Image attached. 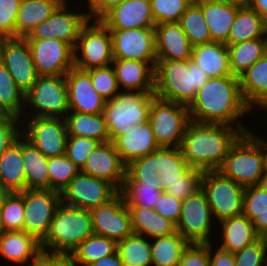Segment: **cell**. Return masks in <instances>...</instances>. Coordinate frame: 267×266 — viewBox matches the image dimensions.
<instances>
[{
  "instance_id": "1",
  "label": "cell",
  "mask_w": 267,
  "mask_h": 266,
  "mask_svg": "<svg viewBox=\"0 0 267 266\" xmlns=\"http://www.w3.org/2000/svg\"><path fill=\"white\" fill-rule=\"evenodd\" d=\"M188 108L190 120L195 122L226 124L243 134L250 131L244 121H240L252 110L242 98L237 76L209 78Z\"/></svg>"
},
{
  "instance_id": "2",
  "label": "cell",
  "mask_w": 267,
  "mask_h": 266,
  "mask_svg": "<svg viewBox=\"0 0 267 266\" xmlns=\"http://www.w3.org/2000/svg\"><path fill=\"white\" fill-rule=\"evenodd\" d=\"M242 134L239 129L226 124L190 120L180 149L190 167L214 171L220 167L230 147Z\"/></svg>"
},
{
  "instance_id": "3",
  "label": "cell",
  "mask_w": 267,
  "mask_h": 266,
  "mask_svg": "<svg viewBox=\"0 0 267 266\" xmlns=\"http://www.w3.org/2000/svg\"><path fill=\"white\" fill-rule=\"evenodd\" d=\"M154 71L155 97L188 107L195 100L197 91L209 80L191 59H157Z\"/></svg>"
},
{
  "instance_id": "4",
  "label": "cell",
  "mask_w": 267,
  "mask_h": 266,
  "mask_svg": "<svg viewBox=\"0 0 267 266\" xmlns=\"http://www.w3.org/2000/svg\"><path fill=\"white\" fill-rule=\"evenodd\" d=\"M93 234L90 210L60 203L54 213L46 238L41 242L42 250L55 253L71 252Z\"/></svg>"
},
{
  "instance_id": "5",
  "label": "cell",
  "mask_w": 267,
  "mask_h": 266,
  "mask_svg": "<svg viewBox=\"0 0 267 266\" xmlns=\"http://www.w3.org/2000/svg\"><path fill=\"white\" fill-rule=\"evenodd\" d=\"M254 130L242 134L230 147L217 171L244 188L259 185L263 170L262 136ZM261 137V138H260Z\"/></svg>"
},
{
  "instance_id": "6",
  "label": "cell",
  "mask_w": 267,
  "mask_h": 266,
  "mask_svg": "<svg viewBox=\"0 0 267 266\" xmlns=\"http://www.w3.org/2000/svg\"><path fill=\"white\" fill-rule=\"evenodd\" d=\"M154 92H120L107 100L102 110L109 141L126 134L135 125L147 123Z\"/></svg>"
},
{
  "instance_id": "7",
  "label": "cell",
  "mask_w": 267,
  "mask_h": 266,
  "mask_svg": "<svg viewBox=\"0 0 267 266\" xmlns=\"http://www.w3.org/2000/svg\"><path fill=\"white\" fill-rule=\"evenodd\" d=\"M68 112L69 97L65 75L38 76L25 94L22 118H65Z\"/></svg>"
},
{
  "instance_id": "8",
  "label": "cell",
  "mask_w": 267,
  "mask_h": 266,
  "mask_svg": "<svg viewBox=\"0 0 267 266\" xmlns=\"http://www.w3.org/2000/svg\"><path fill=\"white\" fill-rule=\"evenodd\" d=\"M113 60L110 30L100 20L88 19L74 48V67L88 70L111 65Z\"/></svg>"
},
{
  "instance_id": "9",
  "label": "cell",
  "mask_w": 267,
  "mask_h": 266,
  "mask_svg": "<svg viewBox=\"0 0 267 266\" xmlns=\"http://www.w3.org/2000/svg\"><path fill=\"white\" fill-rule=\"evenodd\" d=\"M190 122L187 105L155 97L149 112V123L159 147L180 148L187 124Z\"/></svg>"
},
{
  "instance_id": "10",
  "label": "cell",
  "mask_w": 267,
  "mask_h": 266,
  "mask_svg": "<svg viewBox=\"0 0 267 266\" xmlns=\"http://www.w3.org/2000/svg\"><path fill=\"white\" fill-rule=\"evenodd\" d=\"M212 219L215 220L206 193L201 188L182 200L181 213L176 229L189 243H212L211 233L216 228Z\"/></svg>"
},
{
  "instance_id": "11",
  "label": "cell",
  "mask_w": 267,
  "mask_h": 266,
  "mask_svg": "<svg viewBox=\"0 0 267 266\" xmlns=\"http://www.w3.org/2000/svg\"><path fill=\"white\" fill-rule=\"evenodd\" d=\"M202 189L217 222L242 213L245 188L232 179L222 176L217 170L205 171Z\"/></svg>"
},
{
  "instance_id": "12",
  "label": "cell",
  "mask_w": 267,
  "mask_h": 266,
  "mask_svg": "<svg viewBox=\"0 0 267 266\" xmlns=\"http://www.w3.org/2000/svg\"><path fill=\"white\" fill-rule=\"evenodd\" d=\"M23 196V231L35 237L40 243L46 238L57 206L61 203V193L51 189H25Z\"/></svg>"
},
{
  "instance_id": "13",
  "label": "cell",
  "mask_w": 267,
  "mask_h": 266,
  "mask_svg": "<svg viewBox=\"0 0 267 266\" xmlns=\"http://www.w3.org/2000/svg\"><path fill=\"white\" fill-rule=\"evenodd\" d=\"M22 135L45 157L66 153L68 132L64 118L32 117L22 118Z\"/></svg>"
},
{
  "instance_id": "14",
  "label": "cell",
  "mask_w": 267,
  "mask_h": 266,
  "mask_svg": "<svg viewBox=\"0 0 267 266\" xmlns=\"http://www.w3.org/2000/svg\"><path fill=\"white\" fill-rule=\"evenodd\" d=\"M64 0L48 17L35 26L26 39H58L75 48L81 27L88 21L86 11L71 9V4ZM70 6V7H69ZM70 8V10L68 9Z\"/></svg>"
},
{
  "instance_id": "15",
  "label": "cell",
  "mask_w": 267,
  "mask_h": 266,
  "mask_svg": "<svg viewBox=\"0 0 267 266\" xmlns=\"http://www.w3.org/2000/svg\"><path fill=\"white\" fill-rule=\"evenodd\" d=\"M118 193L111 183L80 171L61 191V202L91 210L108 203Z\"/></svg>"
},
{
  "instance_id": "16",
  "label": "cell",
  "mask_w": 267,
  "mask_h": 266,
  "mask_svg": "<svg viewBox=\"0 0 267 266\" xmlns=\"http://www.w3.org/2000/svg\"><path fill=\"white\" fill-rule=\"evenodd\" d=\"M0 61L9 70L16 86L26 94L38 77L26 38L0 39Z\"/></svg>"
},
{
  "instance_id": "17",
  "label": "cell",
  "mask_w": 267,
  "mask_h": 266,
  "mask_svg": "<svg viewBox=\"0 0 267 266\" xmlns=\"http://www.w3.org/2000/svg\"><path fill=\"white\" fill-rule=\"evenodd\" d=\"M90 213L96 235L118 243L133 233L131 214L120 192L108 203L92 208Z\"/></svg>"
},
{
  "instance_id": "18",
  "label": "cell",
  "mask_w": 267,
  "mask_h": 266,
  "mask_svg": "<svg viewBox=\"0 0 267 266\" xmlns=\"http://www.w3.org/2000/svg\"><path fill=\"white\" fill-rule=\"evenodd\" d=\"M38 76L65 75L74 67V49L67 43L50 39H26Z\"/></svg>"
},
{
  "instance_id": "19",
  "label": "cell",
  "mask_w": 267,
  "mask_h": 266,
  "mask_svg": "<svg viewBox=\"0 0 267 266\" xmlns=\"http://www.w3.org/2000/svg\"><path fill=\"white\" fill-rule=\"evenodd\" d=\"M114 59L156 61L155 27L110 30Z\"/></svg>"
},
{
  "instance_id": "20",
  "label": "cell",
  "mask_w": 267,
  "mask_h": 266,
  "mask_svg": "<svg viewBox=\"0 0 267 266\" xmlns=\"http://www.w3.org/2000/svg\"><path fill=\"white\" fill-rule=\"evenodd\" d=\"M82 172L111 183L121 191L126 175V165L113 142H101L88 156Z\"/></svg>"
},
{
  "instance_id": "21",
  "label": "cell",
  "mask_w": 267,
  "mask_h": 266,
  "mask_svg": "<svg viewBox=\"0 0 267 266\" xmlns=\"http://www.w3.org/2000/svg\"><path fill=\"white\" fill-rule=\"evenodd\" d=\"M65 79L68 88L69 112L100 114L106 100L94 89L90 75L85 71L72 67Z\"/></svg>"
},
{
  "instance_id": "22",
  "label": "cell",
  "mask_w": 267,
  "mask_h": 266,
  "mask_svg": "<svg viewBox=\"0 0 267 266\" xmlns=\"http://www.w3.org/2000/svg\"><path fill=\"white\" fill-rule=\"evenodd\" d=\"M100 21L109 30L155 27L150 0H124L108 11Z\"/></svg>"
},
{
  "instance_id": "23",
  "label": "cell",
  "mask_w": 267,
  "mask_h": 266,
  "mask_svg": "<svg viewBox=\"0 0 267 266\" xmlns=\"http://www.w3.org/2000/svg\"><path fill=\"white\" fill-rule=\"evenodd\" d=\"M155 65L156 61L114 59L112 67L121 92H154Z\"/></svg>"
},
{
  "instance_id": "24",
  "label": "cell",
  "mask_w": 267,
  "mask_h": 266,
  "mask_svg": "<svg viewBox=\"0 0 267 266\" xmlns=\"http://www.w3.org/2000/svg\"><path fill=\"white\" fill-rule=\"evenodd\" d=\"M156 59L189 60L192 46L178 22L155 25Z\"/></svg>"
},
{
  "instance_id": "25",
  "label": "cell",
  "mask_w": 267,
  "mask_h": 266,
  "mask_svg": "<svg viewBox=\"0 0 267 266\" xmlns=\"http://www.w3.org/2000/svg\"><path fill=\"white\" fill-rule=\"evenodd\" d=\"M113 144L125 165L160 148L149 121L133 126L126 134L117 137Z\"/></svg>"
},
{
  "instance_id": "26",
  "label": "cell",
  "mask_w": 267,
  "mask_h": 266,
  "mask_svg": "<svg viewBox=\"0 0 267 266\" xmlns=\"http://www.w3.org/2000/svg\"><path fill=\"white\" fill-rule=\"evenodd\" d=\"M239 84L245 104L254 113L267 108V54L239 76Z\"/></svg>"
},
{
  "instance_id": "27",
  "label": "cell",
  "mask_w": 267,
  "mask_h": 266,
  "mask_svg": "<svg viewBox=\"0 0 267 266\" xmlns=\"http://www.w3.org/2000/svg\"><path fill=\"white\" fill-rule=\"evenodd\" d=\"M194 2L202 9L211 40L225 43L240 6L221 0H194Z\"/></svg>"
},
{
  "instance_id": "28",
  "label": "cell",
  "mask_w": 267,
  "mask_h": 266,
  "mask_svg": "<svg viewBox=\"0 0 267 266\" xmlns=\"http://www.w3.org/2000/svg\"><path fill=\"white\" fill-rule=\"evenodd\" d=\"M191 61L209 78L232 75L228 47L223 42H210L192 47Z\"/></svg>"
},
{
  "instance_id": "29",
  "label": "cell",
  "mask_w": 267,
  "mask_h": 266,
  "mask_svg": "<svg viewBox=\"0 0 267 266\" xmlns=\"http://www.w3.org/2000/svg\"><path fill=\"white\" fill-rule=\"evenodd\" d=\"M41 249V243L26 231H0V255L13 266H24Z\"/></svg>"
},
{
  "instance_id": "30",
  "label": "cell",
  "mask_w": 267,
  "mask_h": 266,
  "mask_svg": "<svg viewBox=\"0 0 267 266\" xmlns=\"http://www.w3.org/2000/svg\"><path fill=\"white\" fill-rule=\"evenodd\" d=\"M216 224H219L222 230L220 234L222 242L218 247L232 253L242 250L260 238L252 221L243 213L223 219Z\"/></svg>"
},
{
  "instance_id": "31",
  "label": "cell",
  "mask_w": 267,
  "mask_h": 266,
  "mask_svg": "<svg viewBox=\"0 0 267 266\" xmlns=\"http://www.w3.org/2000/svg\"><path fill=\"white\" fill-rule=\"evenodd\" d=\"M153 166L158 174L159 189L165 192L169 184L180 180V176L190 167L180 148L160 147L153 151Z\"/></svg>"
},
{
  "instance_id": "32",
  "label": "cell",
  "mask_w": 267,
  "mask_h": 266,
  "mask_svg": "<svg viewBox=\"0 0 267 266\" xmlns=\"http://www.w3.org/2000/svg\"><path fill=\"white\" fill-rule=\"evenodd\" d=\"M131 214L133 233L148 239L177 232L176 224L159 215L154 209L139 206H127Z\"/></svg>"
},
{
  "instance_id": "33",
  "label": "cell",
  "mask_w": 267,
  "mask_h": 266,
  "mask_svg": "<svg viewBox=\"0 0 267 266\" xmlns=\"http://www.w3.org/2000/svg\"><path fill=\"white\" fill-rule=\"evenodd\" d=\"M64 0H22L15 23V37L25 38L46 20Z\"/></svg>"
},
{
  "instance_id": "34",
  "label": "cell",
  "mask_w": 267,
  "mask_h": 266,
  "mask_svg": "<svg viewBox=\"0 0 267 266\" xmlns=\"http://www.w3.org/2000/svg\"><path fill=\"white\" fill-rule=\"evenodd\" d=\"M0 182L11 192L26 189L22 159V135L0 156Z\"/></svg>"
},
{
  "instance_id": "35",
  "label": "cell",
  "mask_w": 267,
  "mask_h": 266,
  "mask_svg": "<svg viewBox=\"0 0 267 266\" xmlns=\"http://www.w3.org/2000/svg\"><path fill=\"white\" fill-rule=\"evenodd\" d=\"M22 159L26 189H50L48 157L22 135Z\"/></svg>"
},
{
  "instance_id": "36",
  "label": "cell",
  "mask_w": 267,
  "mask_h": 266,
  "mask_svg": "<svg viewBox=\"0 0 267 266\" xmlns=\"http://www.w3.org/2000/svg\"><path fill=\"white\" fill-rule=\"evenodd\" d=\"M257 38H265L263 18L249 6L239 7L225 44L230 46Z\"/></svg>"
},
{
  "instance_id": "37",
  "label": "cell",
  "mask_w": 267,
  "mask_h": 266,
  "mask_svg": "<svg viewBox=\"0 0 267 266\" xmlns=\"http://www.w3.org/2000/svg\"><path fill=\"white\" fill-rule=\"evenodd\" d=\"M64 119L68 136L91 138L100 143L109 141L108 129L102 113L68 112Z\"/></svg>"
},
{
  "instance_id": "38",
  "label": "cell",
  "mask_w": 267,
  "mask_h": 266,
  "mask_svg": "<svg viewBox=\"0 0 267 266\" xmlns=\"http://www.w3.org/2000/svg\"><path fill=\"white\" fill-rule=\"evenodd\" d=\"M189 244L178 232L150 239L152 266H178Z\"/></svg>"
},
{
  "instance_id": "39",
  "label": "cell",
  "mask_w": 267,
  "mask_h": 266,
  "mask_svg": "<svg viewBox=\"0 0 267 266\" xmlns=\"http://www.w3.org/2000/svg\"><path fill=\"white\" fill-rule=\"evenodd\" d=\"M228 47L232 75L239 77L266 54L265 38L251 39Z\"/></svg>"
},
{
  "instance_id": "40",
  "label": "cell",
  "mask_w": 267,
  "mask_h": 266,
  "mask_svg": "<svg viewBox=\"0 0 267 266\" xmlns=\"http://www.w3.org/2000/svg\"><path fill=\"white\" fill-rule=\"evenodd\" d=\"M158 184V178L148 181H124L120 193L124 197L126 206L154 209L156 202L163 193Z\"/></svg>"
},
{
  "instance_id": "41",
  "label": "cell",
  "mask_w": 267,
  "mask_h": 266,
  "mask_svg": "<svg viewBox=\"0 0 267 266\" xmlns=\"http://www.w3.org/2000/svg\"><path fill=\"white\" fill-rule=\"evenodd\" d=\"M25 94L16 86L9 70L0 61V113L22 119Z\"/></svg>"
},
{
  "instance_id": "42",
  "label": "cell",
  "mask_w": 267,
  "mask_h": 266,
  "mask_svg": "<svg viewBox=\"0 0 267 266\" xmlns=\"http://www.w3.org/2000/svg\"><path fill=\"white\" fill-rule=\"evenodd\" d=\"M124 266H152L150 239L132 233L117 243Z\"/></svg>"
},
{
  "instance_id": "43",
  "label": "cell",
  "mask_w": 267,
  "mask_h": 266,
  "mask_svg": "<svg viewBox=\"0 0 267 266\" xmlns=\"http://www.w3.org/2000/svg\"><path fill=\"white\" fill-rule=\"evenodd\" d=\"M261 236L267 230V190L260 185L245 188L243 211Z\"/></svg>"
},
{
  "instance_id": "44",
  "label": "cell",
  "mask_w": 267,
  "mask_h": 266,
  "mask_svg": "<svg viewBox=\"0 0 267 266\" xmlns=\"http://www.w3.org/2000/svg\"><path fill=\"white\" fill-rule=\"evenodd\" d=\"M117 250V243L104 236L92 234L84 239L72 252L80 266H88L89 264L106 257Z\"/></svg>"
},
{
  "instance_id": "45",
  "label": "cell",
  "mask_w": 267,
  "mask_h": 266,
  "mask_svg": "<svg viewBox=\"0 0 267 266\" xmlns=\"http://www.w3.org/2000/svg\"><path fill=\"white\" fill-rule=\"evenodd\" d=\"M191 46L213 42L202 9L193 1L178 21Z\"/></svg>"
},
{
  "instance_id": "46",
  "label": "cell",
  "mask_w": 267,
  "mask_h": 266,
  "mask_svg": "<svg viewBox=\"0 0 267 266\" xmlns=\"http://www.w3.org/2000/svg\"><path fill=\"white\" fill-rule=\"evenodd\" d=\"M79 167L66 154L48 158L50 189L61 193L69 182L80 172Z\"/></svg>"
},
{
  "instance_id": "47",
  "label": "cell",
  "mask_w": 267,
  "mask_h": 266,
  "mask_svg": "<svg viewBox=\"0 0 267 266\" xmlns=\"http://www.w3.org/2000/svg\"><path fill=\"white\" fill-rule=\"evenodd\" d=\"M24 203L19 192H11L0 206L1 231H23Z\"/></svg>"
},
{
  "instance_id": "48",
  "label": "cell",
  "mask_w": 267,
  "mask_h": 266,
  "mask_svg": "<svg viewBox=\"0 0 267 266\" xmlns=\"http://www.w3.org/2000/svg\"><path fill=\"white\" fill-rule=\"evenodd\" d=\"M85 71L90 75L94 89L106 101L114 98L121 92L112 64Z\"/></svg>"
},
{
  "instance_id": "49",
  "label": "cell",
  "mask_w": 267,
  "mask_h": 266,
  "mask_svg": "<svg viewBox=\"0 0 267 266\" xmlns=\"http://www.w3.org/2000/svg\"><path fill=\"white\" fill-rule=\"evenodd\" d=\"M194 0H150L155 24L178 22Z\"/></svg>"
},
{
  "instance_id": "50",
  "label": "cell",
  "mask_w": 267,
  "mask_h": 266,
  "mask_svg": "<svg viewBox=\"0 0 267 266\" xmlns=\"http://www.w3.org/2000/svg\"><path fill=\"white\" fill-rule=\"evenodd\" d=\"M203 169L189 167L181 176L180 180L169 184L166 193L185 200L188 196L202 188Z\"/></svg>"
},
{
  "instance_id": "51",
  "label": "cell",
  "mask_w": 267,
  "mask_h": 266,
  "mask_svg": "<svg viewBox=\"0 0 267 266\" xmlns=\"http://www.w3.org/2000/svg\"><path fill=\"white\" fill-rule=\"evenodd\" d=\"M100 142L91 138L68 136L66 142V156L81 170L90 155Z\"/></svg>"
},
{
  "instance_id": "52",
  "label": "cell",
  "mask_w": 267,
  "mask_h": 266,
  "mask_svg": "<svg viewBox=\"0 0 267 266\" xmlns=\"http://www.w3.org/2000/svg\"><path fill=\"white\" fill-rule=\"evenodd\" d=\"M235 266H267V249L262 238L234 253Z\"/></svg>"
},
{
  "instance_id": "53",
  "label": "cell",
  "mask_w": 267,
  "mask_h": 266,
  "mask_svg": "<svg viewBox=\"0 0 267 266\" xmlns=\"http://www.w3.org/2000/svg\"><path fill=\"white\" fill-rule=\"evenodd\" d=\"M153 166V152L135 159L126 165L124 181H148L157 178Z\"/></svg>"
},
{
  "instance_id": "54",
  "label": "cell",
  "mask_w": 267,
  "mask_h": 266,
  "mask_svg": "<svg viewBox=\"0 0 267 266\" xmlns=\"http://www.w3.org/2000/svg\"><path fill=\"white\" fill-rule=\"evenodd\" d=\"M22 0H0V39L15 38V23Z\"/></svg>"
},
{
  "instance_id": "55",
  "label": "cell",
  "mask_w": 267,
  "mask_h": 266,
  "mask_svg": "<svg viewBox=\"0 0 267 266\" xmlns=\"http://www.w3.org/2000/svg\"><path fill=\"white\" fill-rule=\"evenodd\" d=\"M22 120L11 115L0 117V156L22 135Z\"/></svg>"
},
{
  "instance_id": "56",
  "label": "cell",
  "mask_w": 267,
  "mask_h": 266,
  "mask_svg": "<svg viewBox=\"0 0 267 266\" xmlns=\"http://www.w3.org/2000/svg\"><path fill=\"white\" fill-rule=\"evenodd\" d=\"M178 266H210L209 243H190L182 253Z\"/></svg>"
},
{
  "instance_id": "57",
  "label": "cell",
  "mask_w": 267,
  "mask_h": 266,
  "mask_svg": "<svg viewBox=\"0 0 267 266\" xmlns=\"http://www.w3.org/2000/svg\"><path fill=\"white\" fill-rule=\"evenodd\" d=\"M181 206L182 200L163 192L156 202L154 211L177 224L181 213Z\"/></svg>"
},
{
  "instance_id": "58",
  "label": "cell",
  "mask_w": 267,
  "mask_h": 266,
  "mask_svg": "<svg viewBox=\"0 0 267 266\" xmlns=\"http://www.w3.org/2000/svg\"><path fill=\"white\" fill-rule=\"evenodd\" d=\"M124 0H85L86 15L89 20H100L114 6L119 5ZM88 5V6H87Z\"/></svg>"
},
{
  "instance_id": "59",
  "label": "cell",
  "mask_w": 267,
  "mask_h": 266,
  "mask_svg": "<svg viewBox=\"0 0 267 266\" xmlns=\"http://www.w3.org/2000/svg\"><path fill=\"white\" fill-rule=\"evenodd\" d=\"M213 244H214L213 242L209 243L210 266H235L234 253L223 250L220 247H218V245L216 249Z\"/></svg>"
},
{
  "instance_id": "60",
  "label": "cell",
  "mask_w": 267,
  "mask_h": 266,
  "mask_svg": "<svg viewBox=\"0 0 267 266\" xmlns=\"http://www.w3.org/2000/svg\"><path fill=\"white\" fill-rule=\"evenodd\" d=\"M31 262V263H29ZM24 266H53V252L40 250Z\"/></svg>"
},
{
  "instance_id": "61",
  "label": "cell",
  "mask_w": 267,
  "mask_h": 266,
  "mask_svg": "<svg viewBox=\"0 0 267 266\" xmlns=\"http://www.w3.org/2000/svg\"><path fill=\"white\" fill-rule=\"evenodd\" d=\"M88 266H124V264L120 258L119 253L116 250L114 253L98 259Z\"/></svg>"
},
{
  "instance_id": "62",
  "label": "cell",
  "mask_w": 267,
  "mask_h": 266,
  "mask_svg": "<svg viewBox=\"0 0 267 266\" xmlns=\"http://www.w3.org/2000/svg\"><path fill=\"white\" fill-rule=\"evenodd\" d=\"M53 266H80L71 254L53 252Z\"/></svg>"
},
{
  "instance_id": "63",
  "label": "cell",
  "mask_w": 267,
  "mask_h": 266,
  "mask_svg": "<svg viewBox=\"0 0 267 266\" xmlns=\"http://www.w3.org/2000/svg\"><path fill=\"white\" fill-rule=\"evenodd\" d=\"M248 6L254 9L264 21L267 19V0H251Z\"/></svg>"
},
{
  "instance_id": "64",
  "label": "cell",
  "mask_w": 267,
  "mask_h": 266,
  "mask_svg": "<svg viewBox=\"0 0 267 266\" xmlns=\"http://www.w3.org/2000/svg\"><path fill=\"white\" fill-rule=\"evenodd\" d=\"M262 158H263V170L267 172V138H262Z\"/></svg>"
},
{
  "instance_id": "65",
  "label": "cell",
  "mask_w": 267,
  "mask_h": 266,
  "mask_svg": "<svg viewBox=\"0 0 267 266\" xmlns=\"http://www.w3.org/2000/svg\"><path fill=\"white\" fill-rule=\"evenodd\" d=\"M11 191L0 182V206L4 203Z\"/></svg>"
},
{
  "instance_id": "66",
  "label": "cell",
  "mask_w": 267,
  "mask_h": 266,
  "mask_svg": "<svg viewBox=\"0 0 267 266\" xmlns=\"http://www.w3.org/2000/svg\"><path fill=\"white\" fill-rule=\"evenodd\" d=\"M226 3L235 4L238 6H248L251 0H221Z\"/></svg>"
},
{
  "instance_id": "67",
  "label": "cell",
  "mask_w": 267,
  "mask_h": 266,
  "mask_svg": "<svg viewBox=\"0 0 267 266\" xmlns=\"http://www.w3.org/2000/svg\"><path fill=\"white\" fill-rule=\"evenodd\" d=\"M259 185H260L263 189L267 190V172H264L263 175L261 176Z\"/></svg>"
},
{
  "instance_id": "68",
  "label": "cell",
  "mask_w": 267,
  "mask_h": 266,
  "mask_svg": "<svg viewBox=\"0 0 267 266\" xmlns=\"http://www.w3.org/2000/svg\"><path fill=\"white\" fill-rule=\"evenodd\" d=\"M264 242V245L267 249V230L260 236Z\"/></svg>"
},
{
  "instance_id": "69",
  "label": "cell",
  "mask_w": 267,
  "mask_h": 266,
  "mask_svg": "<svg viewBox=\"0 0 267 266\" xmlns=\"http://www.w3.org/2000/svg\"><path fill=\"white\" fill-rule=\"evenodd\" d=\"M264 25H265V34H267V19L264 21Z\"/></svg>"
},
{
  "instance_id": "70",
  "label": "cell",
  "mask_w": 267,
  "mask_h": 266,
  "mask_svg": "<svg viewBox=\"0 0 267 266\" xmlns=\"http://www.w3.org/2000/svg\"><path fill=\"white\" fill-rule=\"evenodd\" d=\"M265 41H266V54H267V34H265Z\"/></svg>"
}]
</instances>
